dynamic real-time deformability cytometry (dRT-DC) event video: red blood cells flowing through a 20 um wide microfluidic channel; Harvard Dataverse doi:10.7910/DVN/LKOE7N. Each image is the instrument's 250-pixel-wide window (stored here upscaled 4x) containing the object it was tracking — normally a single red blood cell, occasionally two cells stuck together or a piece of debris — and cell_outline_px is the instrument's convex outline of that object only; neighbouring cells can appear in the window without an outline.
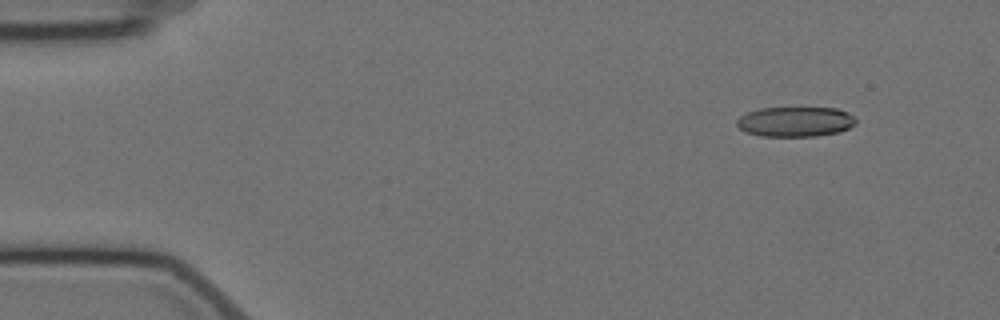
{"species": "Egyptian fruit bat (a non-hibernating species)", "species_latin": "Rousettus aegyptiacus", "temperature_condition": "cold", "stored_images_in_passage": 4, "camera_frame_rate_fps": 3000, "um_per_image_px": 0.085, "animal": {"sex": "female"}, "frame": {"image": 1, "passage_image": 2, "time_ms": 1.333, "image_size_px": [1000, 320], "cell_outline_px": [[856, 124], [840, 132], [816, 136], [760, 136], [748, 132], [740, 128], [736, 124], [736, 120], [740, 116], [748, 112], [760, 108], [836, 108], [848, 112], [856, 120]], "centroid_in_image_um": [67.61, 10.34], "position_along_channel_um": 17.4, "area_um2": 20.75}}